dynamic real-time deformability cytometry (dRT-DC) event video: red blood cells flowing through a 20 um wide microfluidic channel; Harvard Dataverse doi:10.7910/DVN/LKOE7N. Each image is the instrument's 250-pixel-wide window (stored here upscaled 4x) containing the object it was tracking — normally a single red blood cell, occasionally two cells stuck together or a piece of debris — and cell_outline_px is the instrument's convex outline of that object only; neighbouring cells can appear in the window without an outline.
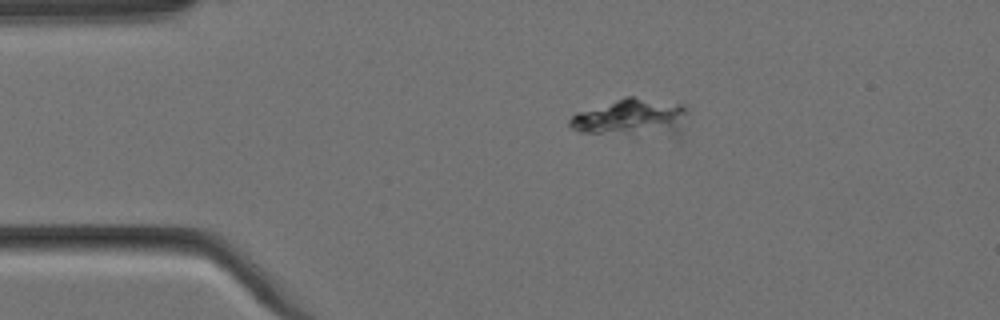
{"species": "Egyptian fruit bat (a non-hibernating species)", "species_latin": "Rousettus aegyptiacus", "temperature_condition": "cold", "stored_images_in_passage": 3, "camera_frame_rate_fps": 3000, "um_per_image_px": 0.085, "animal": {"sex": "female"}, "frame": {"image": 1, "passage_image": 1, "time_ms": 0.0, "image_size_px": [1000, 320], "cell_outline_px": [[688, 112], [680, 140], [576, 132], [568, 124], [568, 120], [576, 112], [624, 96], [632, 96], [684, 104], [688, 108]], "centroid_in_image_um": [53.79, 10.07], "position_along_channel_um": 31.2, "area_um2": 27.92}}